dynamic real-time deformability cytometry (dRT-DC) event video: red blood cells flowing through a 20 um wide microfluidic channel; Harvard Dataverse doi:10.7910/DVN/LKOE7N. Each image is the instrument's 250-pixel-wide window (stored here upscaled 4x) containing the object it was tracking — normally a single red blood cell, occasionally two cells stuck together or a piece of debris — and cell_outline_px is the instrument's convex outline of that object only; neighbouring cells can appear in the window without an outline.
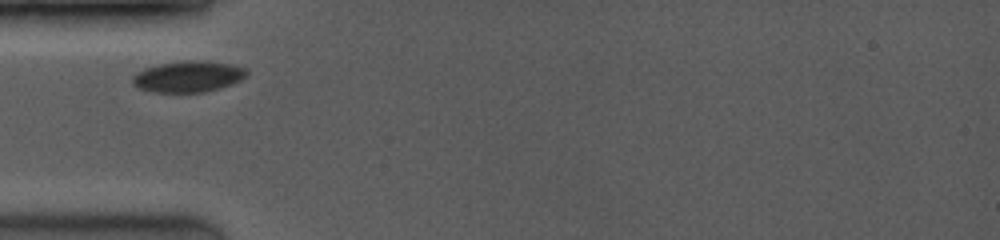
{"species": "common noctule bat (a hibernating species)", "species_latin": "Nyctalus noctula", "temperature_condition": "room temperature", "stored_images_in_passage": 7, "camera_frame_rate_fps": 3500, "um_per_image_px": 0.085, "animal": {"sex": "female", "body_mass_g": 19.0, "forearm_length_mm": 53.3}, "frame": {"image": 1, "passage_image": 1, "time_ms": 0.0, "image_size_px": [1000, 240], "cell_outline_px": [[248, 76], [232, 84], [220, 88], [204, 92], [156, 92], [140, 88], [132, 84], [132, 76], [136, 72], [144, 68], [160, 64], [188, 60], [204, 60], [232, 64], [244, 68], [248, 72]], "centroid_in_image_um": [16.01, 6.5], "position_along_channel_um": 69.0, "area_um2": 20.81}}
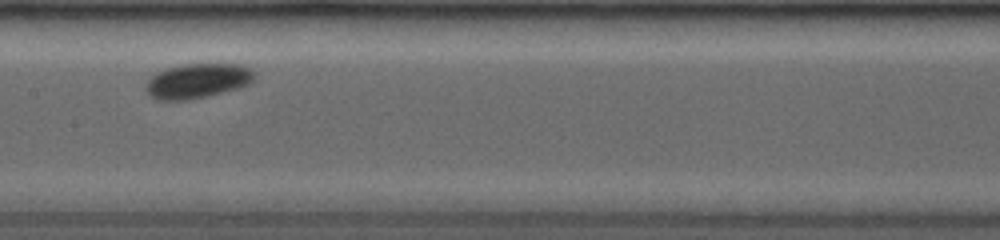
{"frame": {"image": 2, "passage_image": 4, "time_ms": 3.143, "image_size_px": [1000, 240], "cell_outline_px": [[256, 76], [248, 84], [236, 88], [208, 96], [188, 100], [156, 100], [144, 88], [144, 84], [156, 72], [164, 68], [184, 64], [240, 64], [252, 68]], "centroid_in_image_um": [16.76, 6.86], "position_along_channel_um": 190.6, "area_um2": 22.08}}
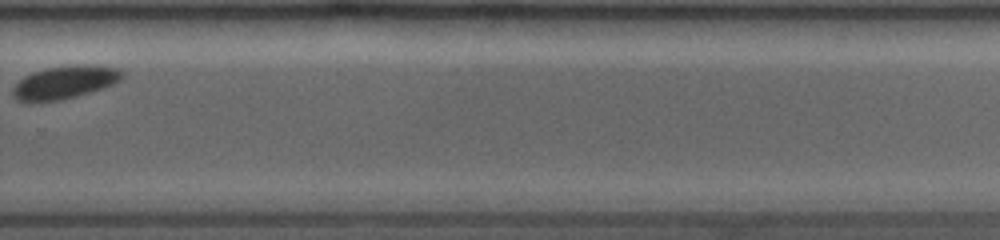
{"frame": {"image": 3, "passage_image": 7, "time_ms": 6.571, "image_size_px": [1000, 240], "cell_outline_px": [[124, 76], [116, 84], [104, 88], [76, 96], [60, 100], [16, 100], [12, 96], [12, 88], [24, 76], [32, 72], [48, 68], [84, 64], [116, 68], [124, 72]], "centroid_in_image_um": [5.54, 6.98], "position_along_channel_um": 324.3, "area_um2": 20.69}}